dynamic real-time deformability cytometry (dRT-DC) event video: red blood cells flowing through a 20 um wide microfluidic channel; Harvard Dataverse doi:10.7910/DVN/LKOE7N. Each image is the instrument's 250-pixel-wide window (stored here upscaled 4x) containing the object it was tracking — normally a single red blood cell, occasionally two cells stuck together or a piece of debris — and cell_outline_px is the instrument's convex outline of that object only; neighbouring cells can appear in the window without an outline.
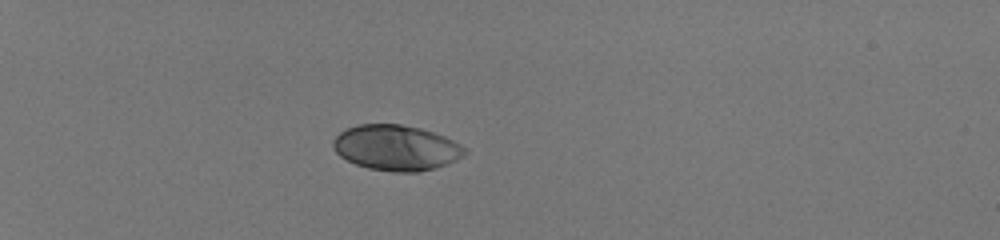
{"species": "human", "species_latin": "Homo sapiens", "temperature_condition": "room temperature", "stored_images_in_passage": 37, "camera_frame_rate_fps": 3000, "um_per_image_px": 0.085, "donor": {"sex": "male"}, "frame": {"image": 1, "passage_image": 1, "time_ms": 0.0, "image_size_px": [1000, 240], "cell_outline_px": [[468, 152], [464, 156], [448, 164], [436, 168], [420, 172], [392, 172], [368, 168], [356, 164], [340, 156], [332, 148], [332, 140], [340, 132], [348, 128], [360, 124], [400, 124], [420, 128], [444, 136], [468, 148]], "centroid_in_image_um": [33.7, 12.57], "position_along_channel_um": 51.3, "area_um2": 35.08}}
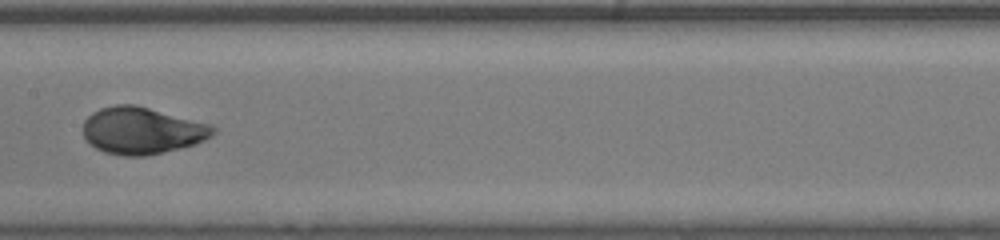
{"frame": {"image": 2, "passage_image": 16, "time_ms": 5.0, "image_size_px": [1000, 240], "cell_outline_px": [[216, 132], [212, 136], [204, 140], [180, 148], [144, 156], [124, 156], [104, 152], [96, 148], [84, 136], [84, 120], [92, 112], [100, 108], [116, 104], [136, 104], [212, 124], [216, 128]], "centroid_in_image_um": [12.09, 11.08], "position_along_channel_um": 195.3, "area_um2": 35.55}}
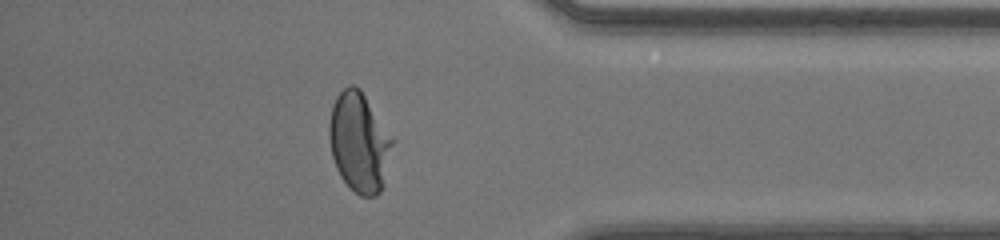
{"frame": {"image": 3, "passage_image": 32, "time_ms": 10.333, "image_size_px": [1000, 240], "cell_outline_px": [[396, 140], [380, 192], [376, 196], [360, 196], [340, 176], [336, 168], [332, 156], [328, 136], [328, 124], [332, 104], [336, 96], [348, 84], [352, 84], [360, 88]], "centroid_in_image_um": [30.54, 12.05], "position_along_channel_um": 404.7, "area_um2": 37.17}, "authors_computed_cell_mechanics": {"area_um2": 35.0846, "velocity_mm_per_s": 4.1238, "shape_relaxation_time_tau1_ms": 3.0803, "shape_relaxation_time_tau2_ms": null, "deformation_change_tau1": 0.1784, "deformation_change_tau2": null}}